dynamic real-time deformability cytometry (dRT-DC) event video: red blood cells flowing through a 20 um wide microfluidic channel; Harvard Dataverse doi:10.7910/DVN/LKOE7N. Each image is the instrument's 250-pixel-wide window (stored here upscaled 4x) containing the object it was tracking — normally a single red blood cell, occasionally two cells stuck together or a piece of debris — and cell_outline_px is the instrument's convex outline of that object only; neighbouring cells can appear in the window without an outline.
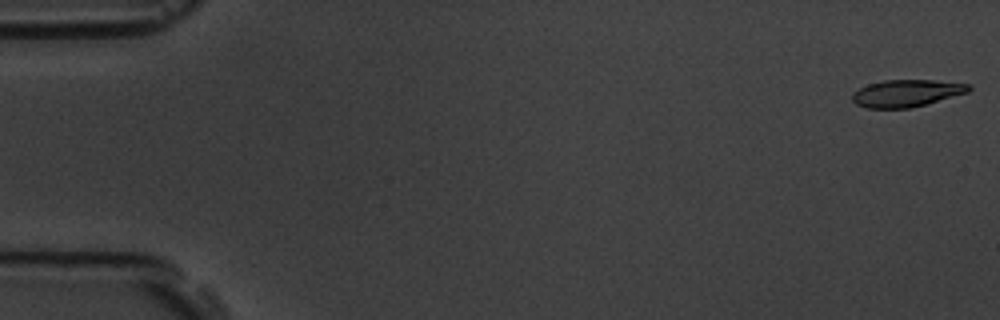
{"species": "common noctule bat (a hibernating species)", "species_latin": "Nyctalus noctula", "temperature_condition": "room temperature", "stored_images_in_passage": 5, "camera_frame_rate_fps": 3000, "um_per_image_px": 0.085, "animal": {"sex": "male", "body_mass_g": 19.5, "forearm_length_mm": 54.6}, "frame": {"image": 1, "passage_image": 1, "time_ms": 0.0, "image_size_px": [1000, 320], "cell_outline_px": [[972, 88], [968, 92], [924, 104], [908, 108], [868, 108], [856, 104], [852, 100], [852, 92], [868, 84], [884, 80], [932, 80], [968, 84]], "centroid_in_image_um": [77.01, 7.92], "position_along_channel_um": 8.0, "area_um2": 18.15}}
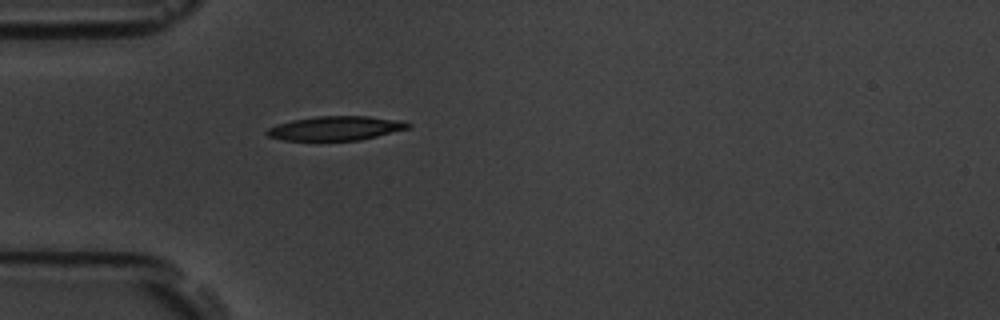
{"frame": {"image": 2, "passage_image": 5, "time_ms": 5.333, "image_size_px": [1000, 320], "cell_outline_px": [[412, 124], [408, 128], [360, 140], [284, 140], [268, 136], [264, 132], [268, 128], [276, 124], [292, 120], [316, 116], [368, 116], [404, 120]], "centroid_in_image_um": [28.53, 10.89], "position_along_channel_um": 56.5, "area_um2": 19.88}}